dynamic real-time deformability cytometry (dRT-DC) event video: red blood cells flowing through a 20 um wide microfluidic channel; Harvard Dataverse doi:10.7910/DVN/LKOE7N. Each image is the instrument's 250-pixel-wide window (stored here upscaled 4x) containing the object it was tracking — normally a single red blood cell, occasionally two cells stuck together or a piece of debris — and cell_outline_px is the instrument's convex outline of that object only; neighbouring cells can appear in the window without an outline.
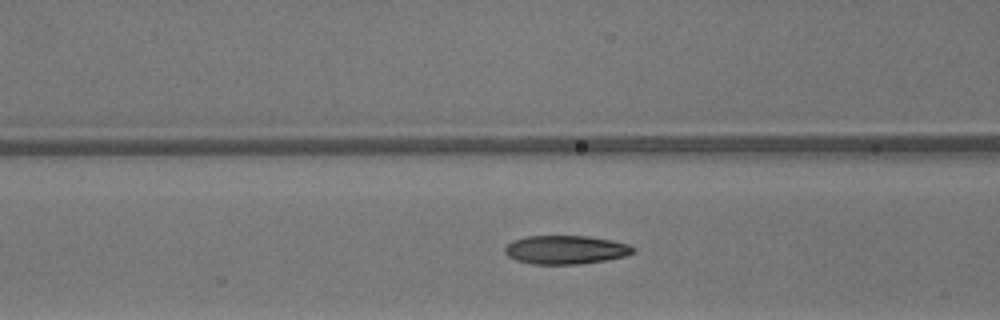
{"species": "common noctule bat (a hibernating species)", "species_latin": "Nyctalus noctula", "temperature_condition": "warm", "stored_images_in_passage": 41, "camera_frame_rate_fps": 3000, "um_per_image_px": 0.085, "animal": {"sex": "male", "body_mass_g": 13.3}, "frame": {"image": 1, "passage_image": 21, "time_ms": 6.667, "image_size_px": [1000, 320], "cell_outline_px": [[636, 252], [624, 256], [604, 260], [580, 264], [532, 264], [516, 260], [508, 256], [504, 252], [504, 248], [512, 240], [524, 236], [588, 236], [612, 240], [628, 244], [636, 248]], "centroid_in_image_um": [48.07, 21.22], "position_along_channel_um": 118.5, "area_um2": 21.5}}
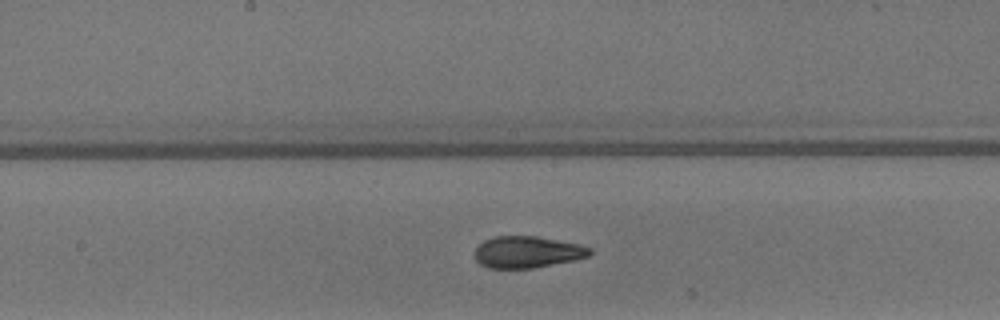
{"frame": {"image": 2, "passage_image": 27, "time_ms": 8.667, "image_size_px": [1000, 320], "cell_outline_px": [[592, 252], [588, 256], [576, 260], [532, 268], [488, 268], [480, 264], [476, 260], [476, 248], [484, 240], [496, 236], [536, 236], [576, 244], [592, 248]], "centroid_in_image_um": [44.82, 21.43], "position_along_channel_um": 203.4, "area_um2": 21.04}}
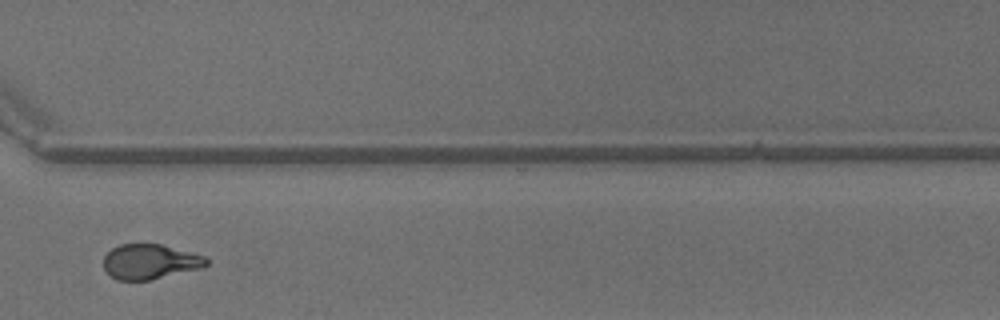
{"frame": {"image": 3, "passage_image": 38, "time_ms": 12.333, "image_size_px": [1000, 320], "cell_outline_px": [[208, 264], [200, 268], [148, 280], [116, 280], [104, 268], [104, 256], [112, 248], [120, 244], [160, 244], [204, 256], [208, 260]], "centroid_in_image_um": [12.72, 22.24], "position_along_channel_um": 357.9, "area_um2": 20.58}, "authors_computed_cell_mechanics": {"area_um2": 21.5016, "velocity_mm_per_s": 4.2281, "shape_relaxation_time_tau1_ms": 4.3549, "shape_relaxation_time_tau2_ms": 1.3446, "deformation_change_tau1": 0.1882, "deformation_change_tau2": 0.0868}}